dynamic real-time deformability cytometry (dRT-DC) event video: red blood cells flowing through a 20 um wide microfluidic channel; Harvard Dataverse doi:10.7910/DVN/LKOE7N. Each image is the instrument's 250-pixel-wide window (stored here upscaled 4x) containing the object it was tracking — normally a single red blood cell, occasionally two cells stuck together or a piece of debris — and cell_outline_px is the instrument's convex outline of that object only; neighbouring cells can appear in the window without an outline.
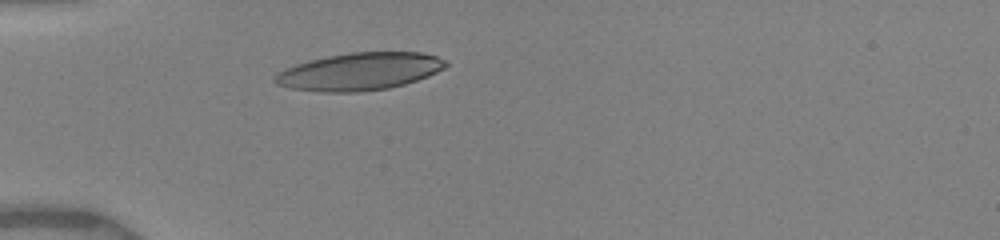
{"species": "human", "species_latin": "Homo sapiens", "temperature_condition": "warm", "stored_images_in_passage": 1, "camera_frame_rate_fps": 3000, "um_per_image_px": 0.085, "donor": {"sex": "female"}, "frame": {"image": 1, "passage_image": 1, "time_ms": 0.0, "image_size_px": [1000, 240], "cell_outline_px": [[448, 64], [444, 68], [428, 76], [404, 84], [388, 88], [360, 92], [320, 92], [292, 88], [276, 84], [272, 80], [272, 76], [276, 72], [296, 64], [308, 60], [328, 56], [352, 52], [420, 52], [436, 56], [448, 60]], "centroid_in_image_um": [30.54, 6.08], "position_along_channel_um": 54.5, "area_um2": 37.45}}